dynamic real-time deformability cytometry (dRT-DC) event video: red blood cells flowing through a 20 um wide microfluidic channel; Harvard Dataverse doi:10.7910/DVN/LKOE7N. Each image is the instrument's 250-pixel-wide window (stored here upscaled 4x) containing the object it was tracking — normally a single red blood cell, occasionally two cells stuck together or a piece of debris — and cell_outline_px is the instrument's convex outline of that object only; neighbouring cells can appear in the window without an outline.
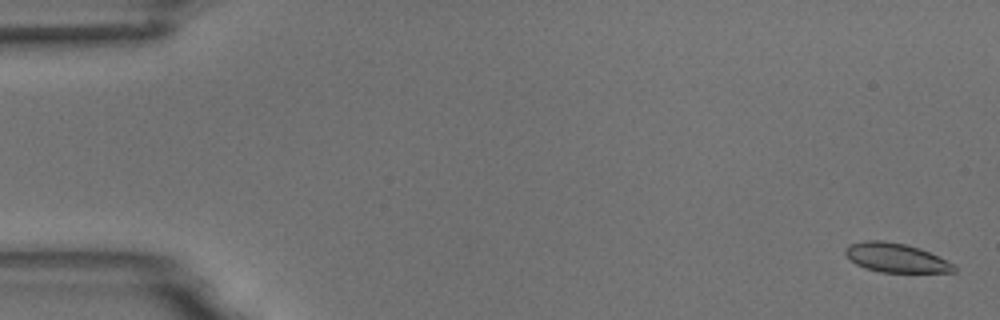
{"species": "common noctule bat (a hibernating species)", "species_latin": "Nyctalus noctula", "temperature_condition": "room temperature", "stored_images_in_passage": 6, "camera_frame_rate_fps": 3000, "um_per_image_px": 0.085, "animal": {"sex": "male", "body_mass_g": 18.8}, "frame": {"image": 1, "passage_image": 1, "time_ms": 0.0, "image_size_px": [1000, 320], "cell_outline_px": [[956, 272], [880, 272], [864, 268], [856, 264], [844, 252], [844, 248], [848, 244], [868, 240], [884, 240], [904, 244], [920, 248], [952, 264], [956, 268]], "centroid_in_image_um": [76.1, 21.9], "position_along_channel_um": 8.9, "area_um2": 18.21}}